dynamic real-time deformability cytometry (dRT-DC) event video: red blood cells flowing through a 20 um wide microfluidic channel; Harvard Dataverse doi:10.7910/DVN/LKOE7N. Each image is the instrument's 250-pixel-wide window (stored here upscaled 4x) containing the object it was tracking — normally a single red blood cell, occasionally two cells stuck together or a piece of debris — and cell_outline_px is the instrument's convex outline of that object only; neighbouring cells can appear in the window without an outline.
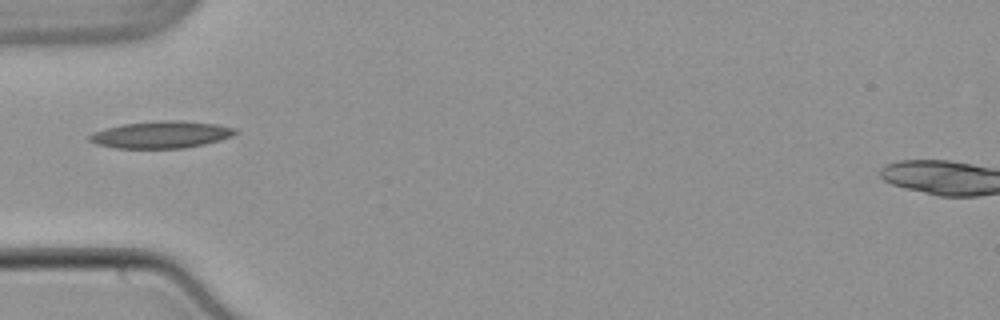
{"species": "common noctule bat (a hibernating species)", "species_latin": "Nyctalus noctula", "temperature_condition": "warm", "stored_images_in_passage": 22, "camera_frame_rate_fps": 3000, "um_per_image_px": 0.085, "animal": {"sex": "male", "body_mass_g": 21.5, "forearm_length_mm": 52.0}, "frame": {"image": 1, "passage_image": 1, "time_ms": 0.0, "image_size_px": [1000, 320], "cell_outline_px": [[240, 132], [232, 136], [220, 140], [204, 144], [184, 148], [116, 148], [96, 144], [88, 140], [88, 136], [92, 132], [104, 128], [124, 124], [164, 120], [180, 120], [216, 124], [236, 128]], "centroid_in_image_um": [13.71, 11.44], "position_along_channel_um": 71.3, "area_um2": 23.06}}
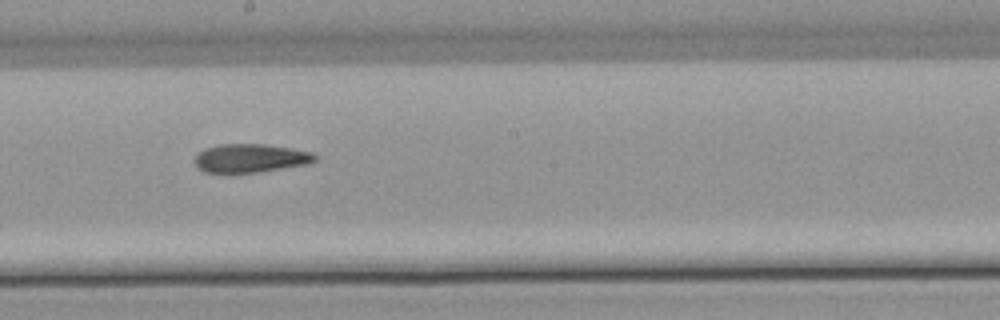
{"frame": {"image": 2, "passage_image": 13, "time_ms": 4.0, "image_size_px": [1000, 320], "cell_outline_px": [[320, 156], [312, 164], [256, 172], [204, 172], [196, 168], [196, 156], [204, 148], [220, 144], [264, 144], [292, 148], [312, 152]], "centroid_in_image_um": [21.36, 13.44], "position_along_channel_um": 226.8, "area_um2": 20.11}}
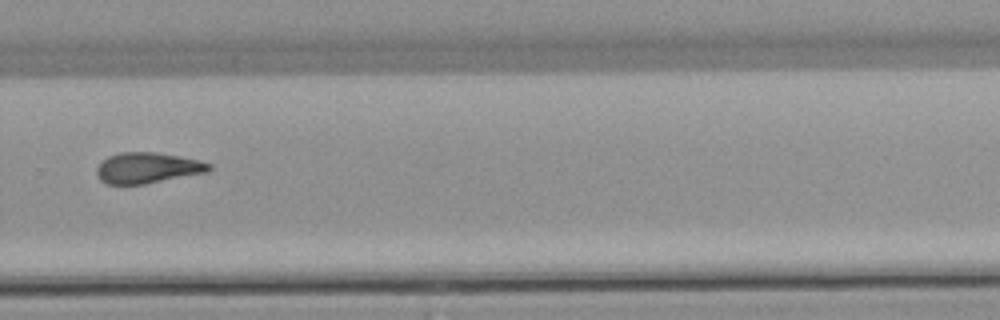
{"frame": {"image": 3, "passage_image": 20, "time_ms": 6.333, "image_size_px": [1000, 320], "cell_outline_px": [[212, 168], [208, 172], [144, 184], [108, 184], [100, 180], [96, 176], [96, 168], [108, 156], [120, 152], [156, 152], [200, 160], [212, 164]], "centroid_in_image_um": [12.54, 14.27], "position_along_channel_um": 317.3, "area_um2": 20.17}}